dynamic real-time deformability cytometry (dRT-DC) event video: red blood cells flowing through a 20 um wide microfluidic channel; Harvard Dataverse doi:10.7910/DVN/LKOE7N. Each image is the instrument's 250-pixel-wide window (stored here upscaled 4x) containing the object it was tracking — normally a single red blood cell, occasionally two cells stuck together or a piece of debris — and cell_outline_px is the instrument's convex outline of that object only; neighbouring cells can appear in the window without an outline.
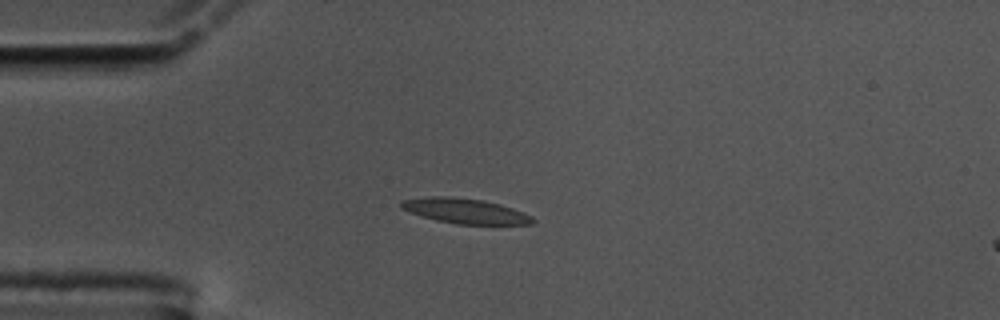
{"species": "common noctule bat (a hibernating species)", "species_latin": "Nyctalus noctula", "temperature_condition": "cold", "stored_images_in_passage": 43, "segment_of_instrument_passage": [1, 2], "camera_frame_rate_fps": 3000, "um_per_image_px": 0.085, "animal": {"sex": "male", "body_mass_g": 17.5, "forearm_length_mm": 52.3}, "frame": {"image": 1, "passage_image": 1, "time_ms": 0.0, "image_size_px": [1000, 320], "cell_outline_px": [[536, 220], [532, 224], [456, 224], [436, 220], [400, 208], [400, 200], [432, 196], [448, 196], [484, 200], [500, 204], [512, 208], [532, 216]], "centroid_in_image_um": [39.55, 17.93], "position_along_channel_um": 45.5, "area_um2": 19.07}}
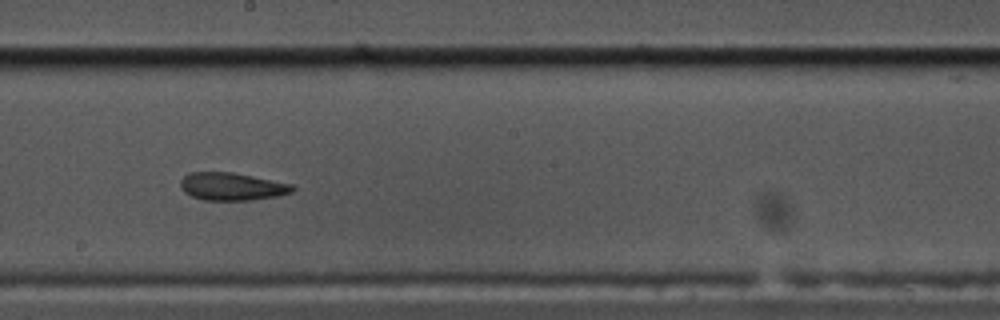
{"frame": {"image": 2, "passage_image": 18, "time_ms": 5.667, "image_size_px": [1000, 320], "cell_outline_px": [[296, 188], [292, 192], [280, 196], [252, 200], [204, 200], [192, 196], [184, 192], [180, 188], [180, 180], [188, 172], [232, 172], [292, 184]], "centroid_in_image_um": [19.71, 15.85], "position_along_channel_um": 228.5, "area_um2": 18.21}}
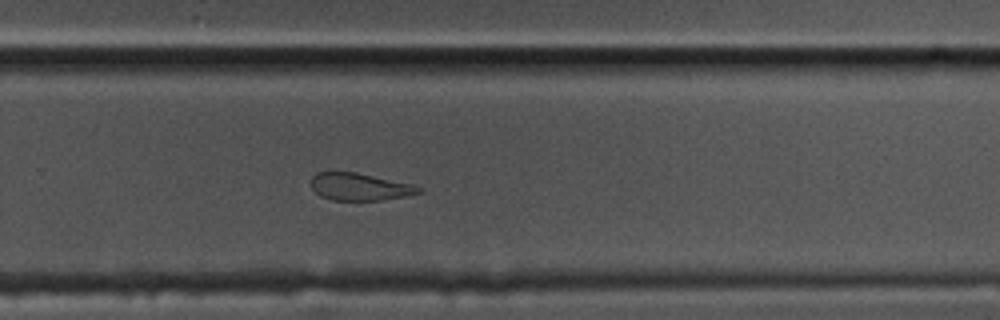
{"frame": {"image": 3, "passage_image": 24, "time_ms": 7.667, "image_size_px": [1000, 320], "cell_outline_px": [[420, 192], [404, 196], [380, 200], [332, 200], [320, 196], [312, 188], [312, 176], [316, 172], [356, 172], [412, 184], [420, 188]], "centroid_in_image_um": [30.53, 15.87], "position_along_channel_um": 299.3, "area_um2": 16.88}}